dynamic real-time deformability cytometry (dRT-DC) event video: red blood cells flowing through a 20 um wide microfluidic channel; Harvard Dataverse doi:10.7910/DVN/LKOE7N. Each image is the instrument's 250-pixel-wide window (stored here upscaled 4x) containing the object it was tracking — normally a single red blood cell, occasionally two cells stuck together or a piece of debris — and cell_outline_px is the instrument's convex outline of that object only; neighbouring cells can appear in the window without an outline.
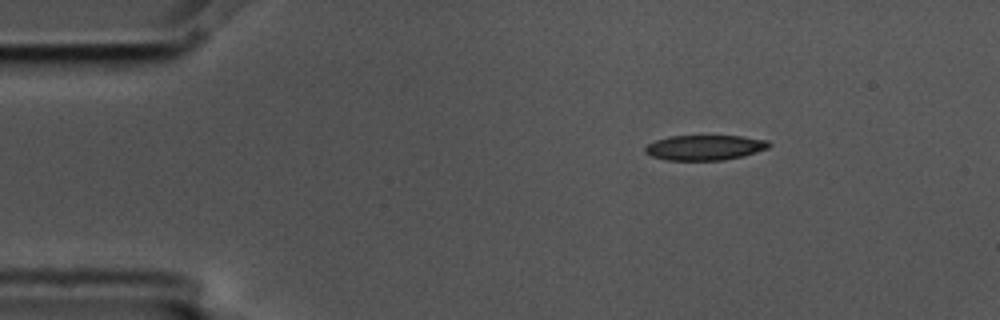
{"species": "common noctule bat (a hibernating species)", "species_latin": "Nyctalus noctula", "temperature_condition": "cold", "stored_images_in_passage": 3, "camera_frame_rate_fps": 3000, "um_per_image_px": 0.085, "animal": {"sex": "male", "body_mass_g": 17.5, "forearm_length_mm": 52.3}, "frame": {"image": 1, "passage_image": 1, "time_ms": 0.0, "image_size_px": [1000, 320], "cell_outline_px": [[772, 144], [768, 148], [744, 156], [724, 160], [664, 160], [652, 156], [644, 152], [644, 148], [648, 144], [656, 140], [668, 136], [744, 136], [768, 140]], "centroid_in_image_um": [59.92, 12.54], "position_along_channel_um": 25.1, "area_um2": 18.26}}
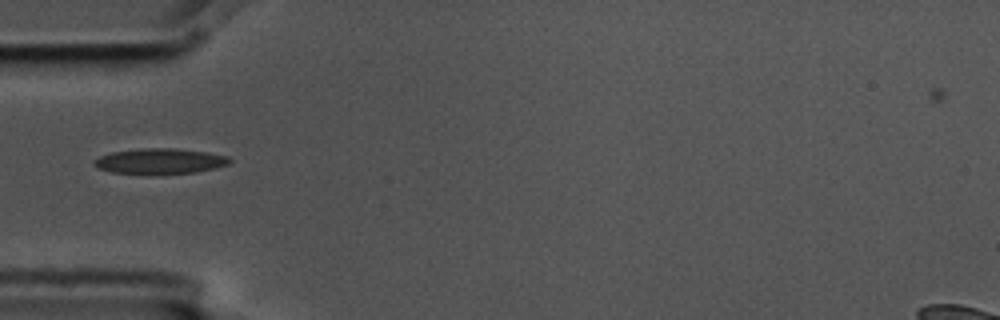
{"frame": {"image": 2, "passage_image": 3, "time_ms": 0.667, "image_size_px": [1000, 320], "cell_outline_px": [[232, 160], [228, 164], [216, 168], [196, 172], [156, 176], [112, 172], [96, 168], [92, 164], [92, 160], [100, 156], [112, 152], [144, 148], [176, 148], [208, 152], [228, 156]], "centroid_in_image_um": [13.58, 13.73], "position_along_channel_um": 71.4, "area_um2": 20.81}}